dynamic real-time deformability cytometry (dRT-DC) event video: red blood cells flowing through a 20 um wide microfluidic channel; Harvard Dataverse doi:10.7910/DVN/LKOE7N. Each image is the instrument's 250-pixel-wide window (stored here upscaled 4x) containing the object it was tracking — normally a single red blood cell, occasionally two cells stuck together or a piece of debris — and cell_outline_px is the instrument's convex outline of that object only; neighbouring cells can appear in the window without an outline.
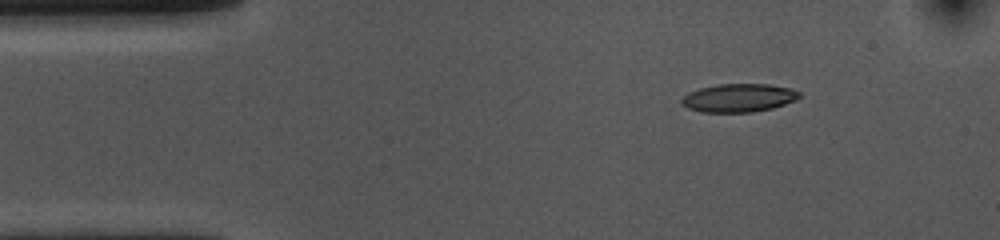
{"species": "common noctule bat (a hibernating species)", "species_latin": "Nyctalus noctula", "temperature_condition": "cold", "stored_images_in_passage": 48, "camera_frame_rate_fps": 3000, "um_per_image_px": 0.085, "animal": {"sex": "female", "body_mass_g": 10.0, "forearm_length_mm": 53.1}, "frame": {"image": 1, "passage_image": 1, "time_ms": 0.0, "image_size_px": [1000, 240], "cell_outline_px": [[800, 96], [796, 100], [772, 108], [752, 112], [700, 112], [688, 108], [680, 104], [680, 100], [688, 92], [700, 88], [716, 84], [768, 84], [792, 88], [800, 92]], "centroid_in_image_um": [62.77, 8.31], "position_along_channel_um": 22.2, "area_um2": 19.54}}
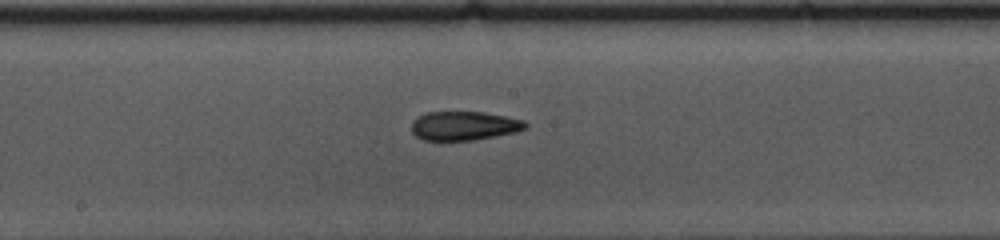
{"frame": {"image": 2, "passage_image": 21, "time_ms": 6.667, "image_size_px": [1000, 240], "cell_outline_px": [[528, 128], [516, 132], [496, 136], [472, 140], [424, 140], [416, 136], [412, 132], [412, 120], [424, 112], [484, 112], [524, 120], [528, 124]], "centroid_in_image_um": [39.45, 10.69], "position_along_channel_um": 208.7, "area_um2": 19.31}}
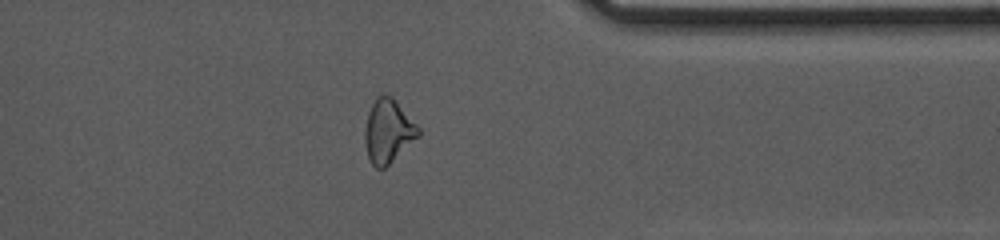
{"frame": {"image": 3, "passage_image": 36, "time_ms": 11.667, "image_size_px": [1000, 240], "cell_outline_px": [[420, 136], [384, 168], [376, 168], [372, 164], [368, 156], [364, 140], [364, 128], [368, 112], [376, 96], [392, 96], [420, 128]], "centroid_in_image_um": [32.99, 11.15], "position_along_channel_um": 378.4, "area_um2": 19.71}, "authors_computed_cell_mechanics": {"area_um2": 19.8543, "velocity_mm_per_s": 3.6355, "shape_relaxation_time_tau1_ms": 4.7886, "shape_relaxation_time_tau2_ms": 2.4894, "deformation_change_tau1": 0.1549, "deformation_change_tau2": 0.1006}}